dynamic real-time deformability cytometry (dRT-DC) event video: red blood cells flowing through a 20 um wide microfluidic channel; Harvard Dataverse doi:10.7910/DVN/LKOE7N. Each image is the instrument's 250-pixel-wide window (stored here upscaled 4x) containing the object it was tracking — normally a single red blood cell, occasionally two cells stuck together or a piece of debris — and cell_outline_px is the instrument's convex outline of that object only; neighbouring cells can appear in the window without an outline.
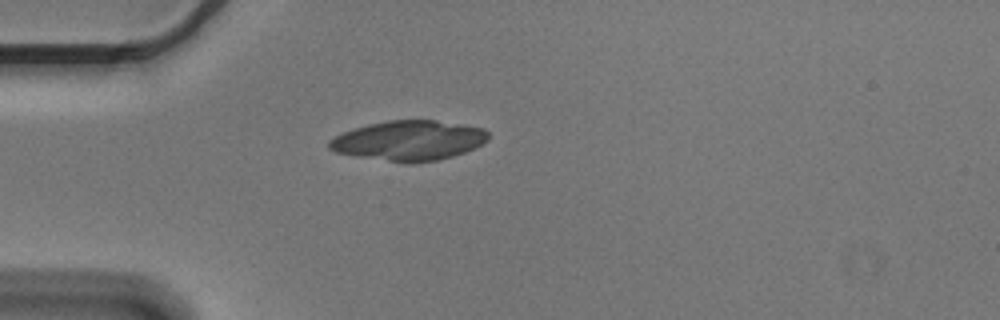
{"species": "Egyptian fruit bat (a non-hibernating species)", "species_latin": "Rousettus aegyptiacus", "temperature_condition": "cold", "stored_images_in_passage": 1, "camera_frame_rate_fps": 3000, "um_per_image_px": 0.085, "animal": {"sex": "male"}, "frame": {"image": 1, "passage_image": 1, "time_ms": 0.0, "image_size_px": [1000, 320], "cell_outline_px": [[488, 140], [464, 152], [452, 156], [436, 160], [412, 164], [360, 156], [336, 152], [328, 148], [328, 140], [344, 132], [368, 124], [388, 120], [436, 120], [484, 128], [488, 132]], "centroid_in_image_um": [34.76, 11.94], "position_along_channel_um": 50.2, "area_um2": 36.59}}